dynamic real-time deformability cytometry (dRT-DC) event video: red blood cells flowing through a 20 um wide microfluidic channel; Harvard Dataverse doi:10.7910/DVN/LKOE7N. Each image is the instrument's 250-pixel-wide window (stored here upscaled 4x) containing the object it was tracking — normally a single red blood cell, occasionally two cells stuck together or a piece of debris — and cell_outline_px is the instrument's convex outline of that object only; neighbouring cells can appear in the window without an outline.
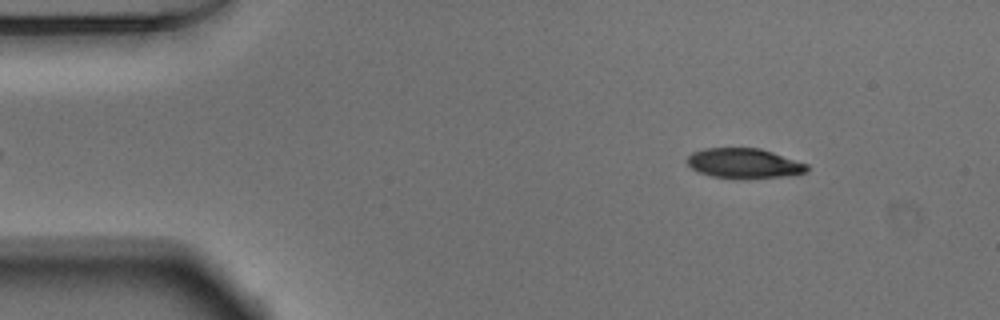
{"species": "Egyptian fruit bat (a non-hibernating species)", "species_latin": "Rousettus aegyptiacus", "temperature_condition": "warm", "stored_images_in_passage": 48, "camera_frame_rate_fps": 3000, "um_per_image_px": 0.085, "animal": {"sex": "male"}, "frame": {"image": 1, "passage_image": 3, "time_ms": 0.667, "image_size_px": [1000, 320], "cell_outline_px": [[808, 168], [804, 172], [796, 176], [740, 180], [736, 180], [712, 176], [696, 172], [688, 164], [688, 156], [692, 152], [704, 148], [760, 148], [808, 164]], "centroid_in_image_um": [63.26, 13.92], "position_along_channel_um": 21.7, "area_um2": 21.44}}
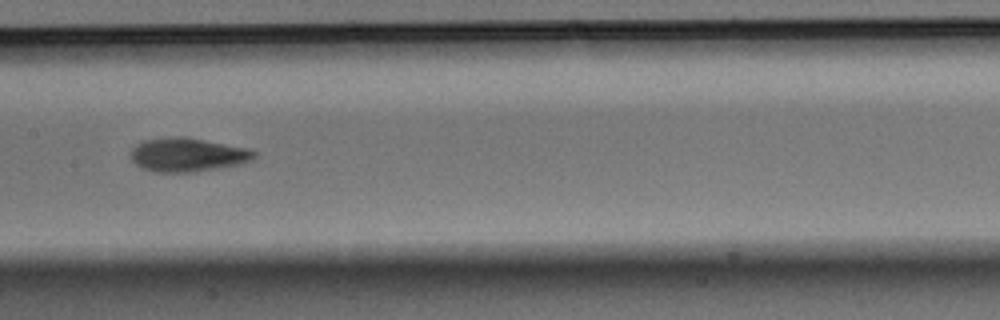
{"frame": {"image": 2, "passage_image": 22, "time_ms": 7.0, "image_size_px": [1000, 320], "cell_outline_px": [[256, 156], [252, 160], [244, 164], [196, 172], [152, 172], [136, 164], [132, 160], [132, 148], [136, 144], [144, 140], [176, 136], [180, 136], [248, 148], [256, 152]], "centroid_in_image_um": [15.98, 13.17], "position_along_channel_um": 191.4, "area_um2": 24.28}}
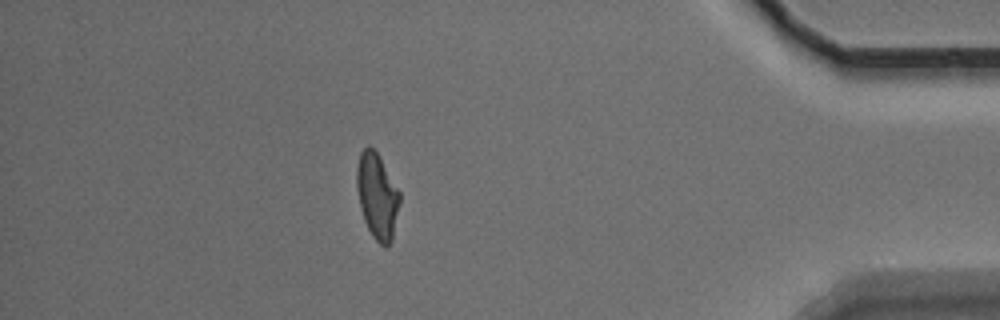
{"frame": {"image": 3, "passage_image": 42, "time_ms": 13.667, "image_size_px": [1000, 320], "cell_outline_px": [[400, 200], [392, 240], [384, 248], [372, 236], [364, 220], [360, 208], [356, 188], [356, 168], [360, 152], [368, 144], [376, 152], [400, 192]], "centroid_in_image_um": [32.04, 16.66], "position_along_channel_um": 403.2, "area_um2": 21.33}, "authors_computed_cell_mechanics": {"area_um2": 22.5998, "velocity_mm_per_s": 3.8459, "shape_relaxation_time_tau1_ms": 2.9573, "shape_relaxation_time_tau2_ms": 3.0925, "deformation_change_tau1": 0.1544, "deformation_change_tau2": 0.0856}}